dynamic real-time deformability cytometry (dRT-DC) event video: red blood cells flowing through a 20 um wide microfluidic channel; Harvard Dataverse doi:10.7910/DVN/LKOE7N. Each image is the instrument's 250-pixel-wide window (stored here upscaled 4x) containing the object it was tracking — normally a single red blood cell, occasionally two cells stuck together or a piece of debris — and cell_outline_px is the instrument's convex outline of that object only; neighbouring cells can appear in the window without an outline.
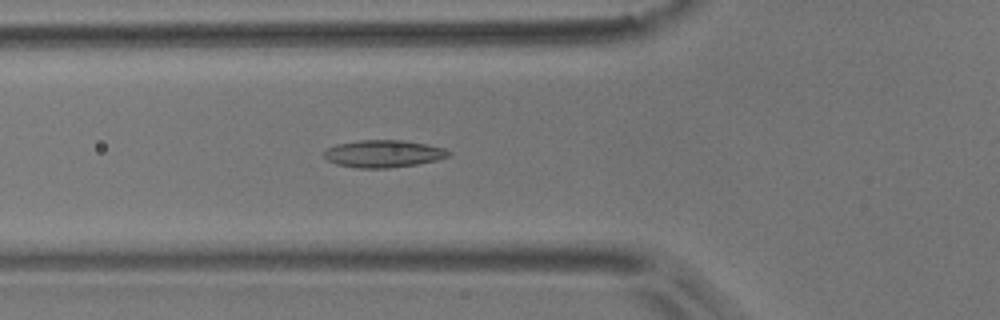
{"species": "common noctule bat (a hibernating species)", "species_latin": "Nyctalus noctula", "temperature_condition": "room temperature", "stored_images_in_passage": 53, "camera_frame_rate_fps": 3000, "um_per_image_px": 0.085, "animal": {"sex": "male", "body_mass_g": 17.9}, "frame": {"image": 1, "passage_image": 18, "time_ms": 5.667, "image_size_px": [1000, 320], "cell_outline_px": [[452, 156], [436, 160], [416, 164], [388, 168], [356, 168], [336, 164], [328, 160], [320, 152], [336, 144], [360, 140], [404, 140], [444, 148], [452, 152]], "centroid_in_image_um": [32.57, 13.06], "position_along_channel_um": 93.2, "area_um2": 19.94}}
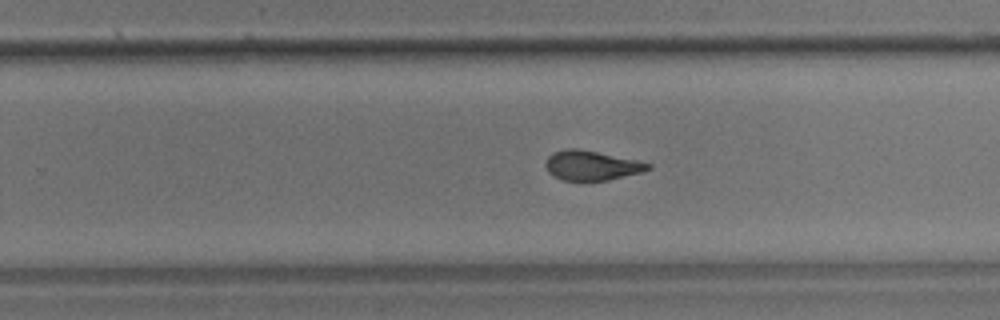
{"frame": {"image": 2, "passage_image": 33, "time_ms": 10.667, "image_size_px": [1000, 320], "cell_outline_px": [[652, 168], [640, 172], [608, 180], [564, 180], [548, 172], [544, 164], [548, 156], [552, 152], [564, 148], [576, 148], [636, 160], [652, 164]], "centroid_in_image_um": [50.24, 14.05], "position_along_channel_um": 279.6, "area_um2": 17.46}}
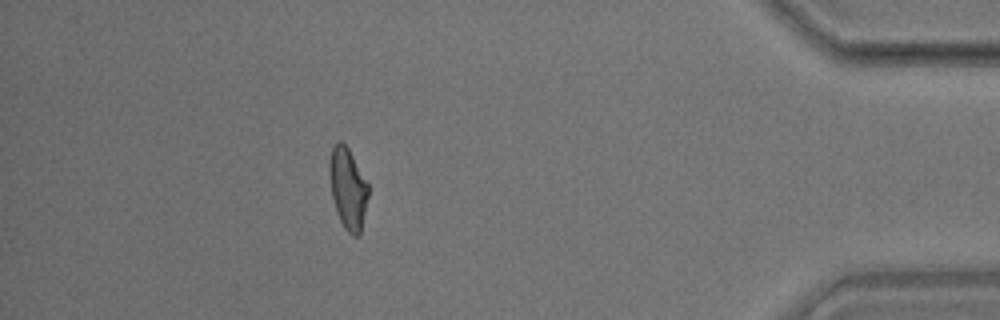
{"frame": {"image": 3, "passage_image": 47, "time_ms": 15.333, "image_size_px": [1000, 320], "cell_outline_px": [[368, 196], [360, 232], [356, 236], [352, 236], [344, 228], [336, 212], [332, 196], [328, 172], [328, 160], [332, 148], [336, 140], [340, 140], [348, 148], [368, 184]], "centroid_in_image_um": [29.53, 15.98], "position_along_channel_um": 405.7, "area_um2": 18.32}, "authors_computed_cell_mechanics": {"area_um2": 18.785, "velocity_mm_per_s": 3.7139, "shape_relaxation_time_tau1_ms": 6.7385, "shape_relaxation_time_tau2_ms": 1.5748, "deformation_change_tau1": 0.2016, "deformation_change_tau2": 0.0958}}